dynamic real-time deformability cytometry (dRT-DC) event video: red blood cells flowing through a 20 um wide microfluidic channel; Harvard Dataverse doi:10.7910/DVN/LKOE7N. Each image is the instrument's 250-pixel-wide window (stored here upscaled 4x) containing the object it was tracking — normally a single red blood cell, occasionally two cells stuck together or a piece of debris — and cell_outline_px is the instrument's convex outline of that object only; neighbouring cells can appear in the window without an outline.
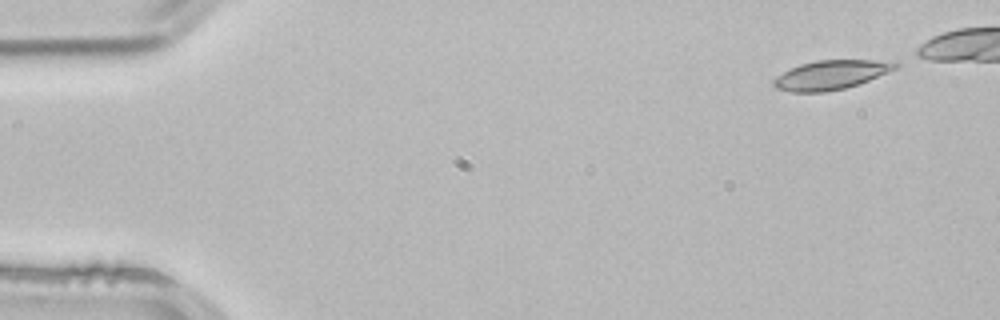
{"species": "common noctule bat (a hibernating species)", "species_latin": "Nyctalus noctula", "temperature_condition": "room temperature", "stored_images_in_passage": 3, "camera_frame_rate_fps": 3000, "um_per_image_px": 0.085, "animal": {"sex": "male", "body_mass_g": 21.5, "forearm_length_mm": 52.0}, "frame": {"image": 1, "passage_image": 1, "time_ms": 0.0, "image_size_px": [1000, 320], "cell_outline_px": [[900, 68], [868, 80], [844, 88], [824, 92], [792, 92], [776, 88], [772, 84], [772, 80], [776, 76], [800, 64], [816, 60], [896, 60], [900, 64]], "centroid_in_image_um": [70.69, 6.35], "position_along_channel_um": 14.3, "area_um2": 20.81}}